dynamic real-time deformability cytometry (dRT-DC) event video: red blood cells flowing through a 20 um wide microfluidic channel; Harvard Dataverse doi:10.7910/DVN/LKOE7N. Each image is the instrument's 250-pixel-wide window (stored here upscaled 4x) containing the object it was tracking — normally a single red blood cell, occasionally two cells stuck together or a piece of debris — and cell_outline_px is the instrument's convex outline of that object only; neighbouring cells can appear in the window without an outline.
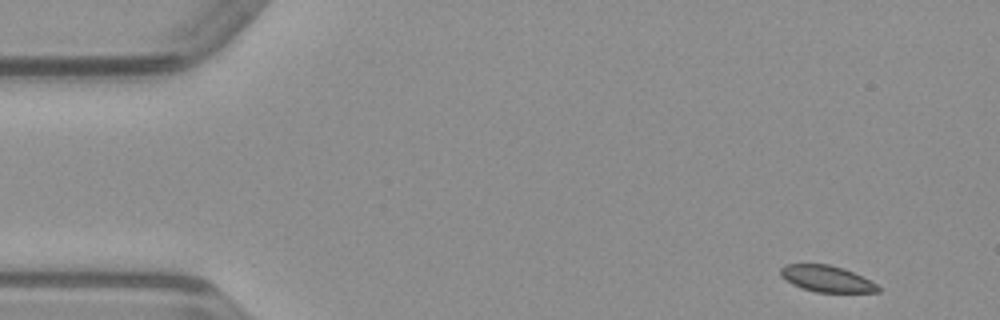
{"species": "common noctule bat (a hibernating species)", "species_latin": "Nyctalus noctula", "temperature_condition": "warm", "stored_images_in_passage": 47, "camera_frame_rate_fps": 3000, "um_per_image_px": 0.085, "animal": {"sex": "male", "body_mass_g": 23.1, "forearm_length_mm": 52.7}, "frame": {"image": 1, "passage_image": 1, "time_ms": 0.0, "image_size_px": [1000, 320], "cell_outline_px": [[880, 292], [816, 292], [792, 284], [780, 276], [780, 268], [784, 264], [828, 264], [844, 268], [876, 284], [880, 288]], "centroid_in_image_um": [70.23, 23.68], "position_along_channel_um": 14.8, "area_um2": 14.8}}
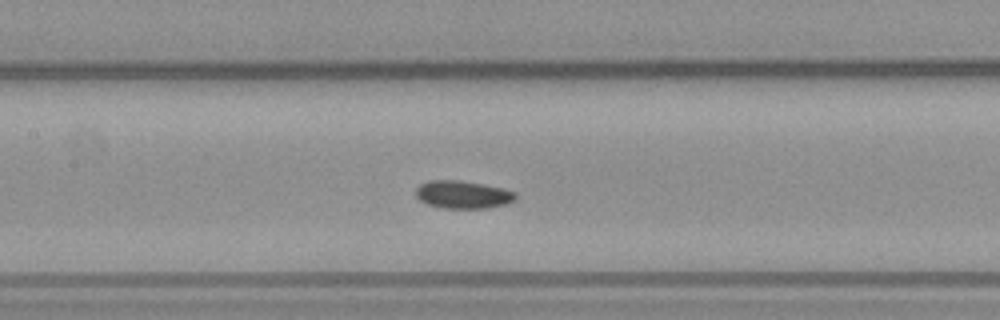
{"frame": {"image": 2, "passage_image": 20, "time_ms": 6.333, "image_size_px": [1000, 320], "cell_outline_px": [[516, 200], [504, 204], [488, 208], [444, 208], [428, 204], [420, 200], [416, 196], [416, 188], [420, 184], [428, 180], [460, 180], [484, 184], [504, 188], [516, 192]], "centroid_in_image_um": [39.36, 16.53], "position_along_channel_um": 168.0, "area_um2": 16.24}}
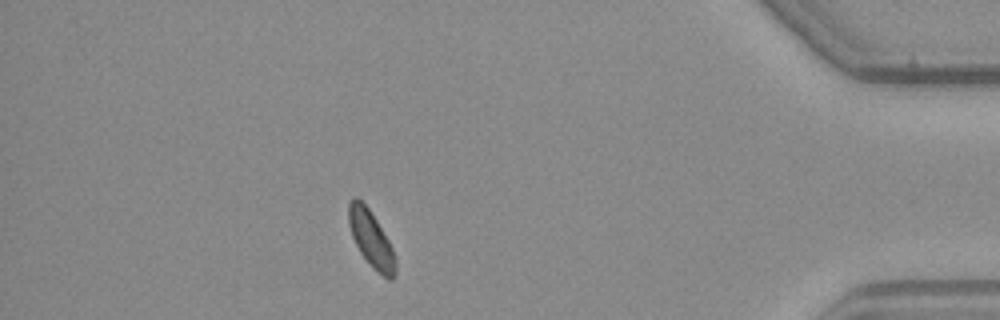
{"frame": {"image": 3, "passage_image": 41, "time_ms": 13.333, "image_size_px": [1000, 320], "cell_outline_px": [[396, 276], [392, 280], [388, 280], [376, 272], [372, 268], [360, 252], [352, 236], [348, 224], [348, 204], [352, 196], [356, 196], [368, 208], [376, 220], [388, 240], [392, 248], [396, 260]], "centroid_in_image_um": [31.54, 20.35], "position_along_channel_um": 403.7, "area_um2": 15.49}}